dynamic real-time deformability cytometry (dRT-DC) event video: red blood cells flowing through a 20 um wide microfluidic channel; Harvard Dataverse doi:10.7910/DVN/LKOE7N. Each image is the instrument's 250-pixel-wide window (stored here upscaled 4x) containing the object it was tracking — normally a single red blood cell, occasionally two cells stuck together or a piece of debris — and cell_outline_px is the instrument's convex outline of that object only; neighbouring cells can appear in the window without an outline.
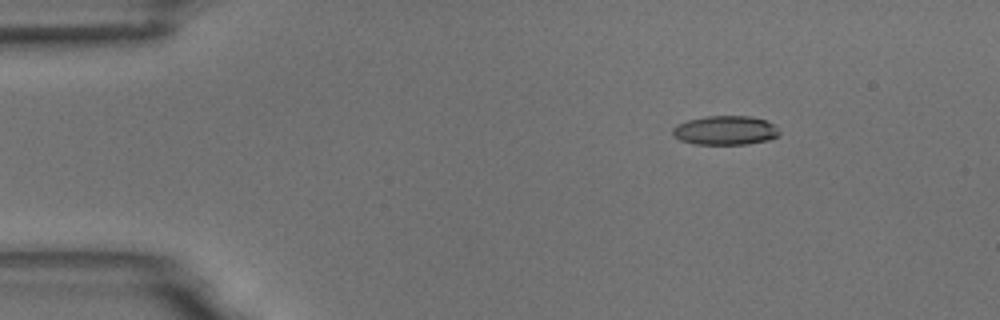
{"species": "common noctule bat (a hibernating species)", "species_latin": "Nyctalus noctula", "temperature_condition": "room temperature", "stored_images_in_passage": 5, "camera_frame_rate_fps": 3000, "um_per_image_px": 0.085, "animal": {"sex": "male", "body_mass_g": 18.8}, "frame": {"image": 1, "passage_image": 2, "time_ms": 2.0, "image_size_px": [1000, 320], "cell_outline_px": [[780, 132], [776, 136], [768, 140], [748, 144], [696, 144], [680, 140], [672, 136], [672, 128], [676, 124], [688, 120], [708, 116], [752, 116], [764, 120], [772, 124]], "centroid_in_image_um": [61.6, 11.08], "position_along_channel_um": 23.4, "area_um2": 18.03}}
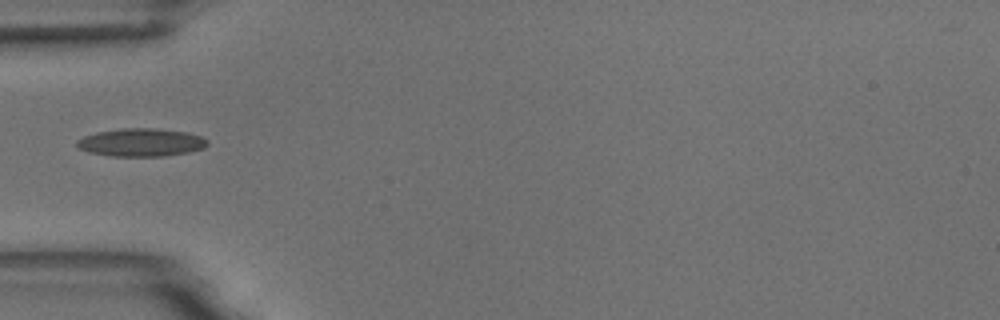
{"frame": {"image": 2, "passage_image": 5, "time_ms": 5.333, "image_size_px": [1000, 320], "cell_outline_px": [[208, 144], [204, 148], [188, 152], [160, 156], [112, 156], [88, 152], [80, 148], [76, 144], [76, 140], [84, 136], [96, 132], [120, 128], [156, 128], [184, 132], [200, 136], [208, 140]], "centroid_in_image_um": [11.97, 12.1], "position_along_channel_um": 73.0, "area_um2": 21.21}}